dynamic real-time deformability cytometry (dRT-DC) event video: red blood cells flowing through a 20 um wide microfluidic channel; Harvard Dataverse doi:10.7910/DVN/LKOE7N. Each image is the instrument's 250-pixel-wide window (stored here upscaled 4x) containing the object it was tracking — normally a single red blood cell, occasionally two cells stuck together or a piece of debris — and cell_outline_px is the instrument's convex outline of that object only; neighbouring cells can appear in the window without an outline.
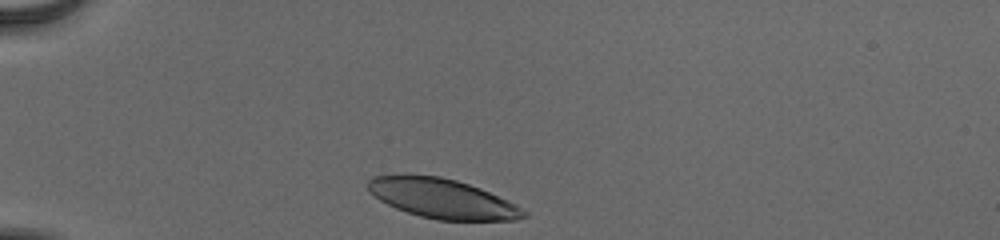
{"species": "human", "species_latin": "Homo sapiens", "temperature_condition": "cold", "stored_images_in_passage": 32, "camera_frame_rate_fps": 3000, "um_per_image_px": 0.085, "donor": {"sex": "male"}, "frame": {"image": 1, "passage_image": 1, "time_ms": 0.0, "image_size_px": [1000, 240], "cell_outline_px": [[528, 216], [516, 220], [436, 220], [420, 216], [396, 208], [380, 200], [368, 192], [364, 184], [372, 176], [440, 176], [456, 180], [480, 188], [516, 204], [528, 212]], "centroid_in_image_um": [37.6, 16.89], "position_along_channel_um": 47.4, "area_um2": 35.66}}
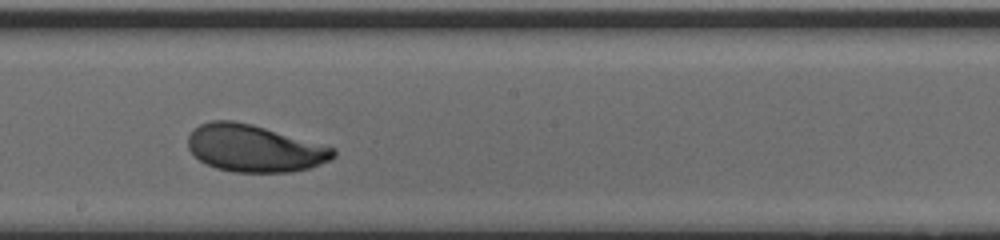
{"frame": {"image": 2, "passage_image": 18, "time_ms": 5.667, "image_size_px": [1000, 240], "cell_outline_px": [[336, 156], [332, 160], [308, 168], [288, 172], [232, 172], [216, 168], [200, 160], [188, 148], [188, 136], [192, 128], [200, 124], [212, 120], [232, 120], [252, 124], [336, 148]], "centroid_in_image_um": [21.62, 12.6], "position_along_channel_um": 226.6, "area_um2": 39.94}}
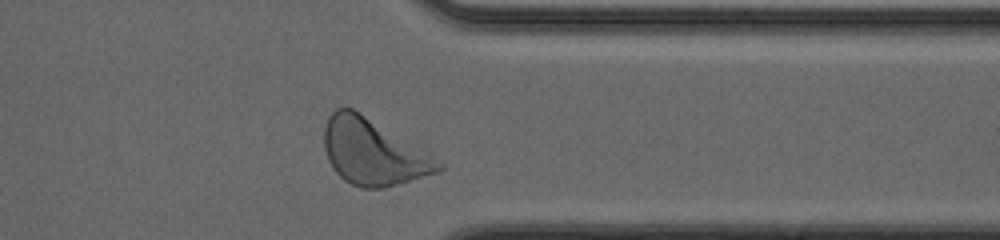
{"frame": {"image": 3, "passage_image": 30, "time_ms": 9.667, "image_size_px": [1000, 240], "cell_outline_px": [[444, 168], [440, 172], [384, 188], [360, 188], [344, 180], [332, 168], [328, 160], [324, 148], [324, 128], [328, 116], [336, 108], [352, 108], [360, 112], [428, 152], [444, 164]], "centroid_in_image_um": [31.72, 12.93], "position_along_channel_um": 379.7, "area_um2": 43.93}, "authors_computed_cell_mechanics": {"area_um2": 39.6219, "velocity_mm_per_s": 3.8487, "shape_relaxation_time_tau1_ms": 2.2237, "shape_relaxation_time_tau2_ms": null, "deformation_change_tau1": 0.148, "deformation_change_tau2": null}}